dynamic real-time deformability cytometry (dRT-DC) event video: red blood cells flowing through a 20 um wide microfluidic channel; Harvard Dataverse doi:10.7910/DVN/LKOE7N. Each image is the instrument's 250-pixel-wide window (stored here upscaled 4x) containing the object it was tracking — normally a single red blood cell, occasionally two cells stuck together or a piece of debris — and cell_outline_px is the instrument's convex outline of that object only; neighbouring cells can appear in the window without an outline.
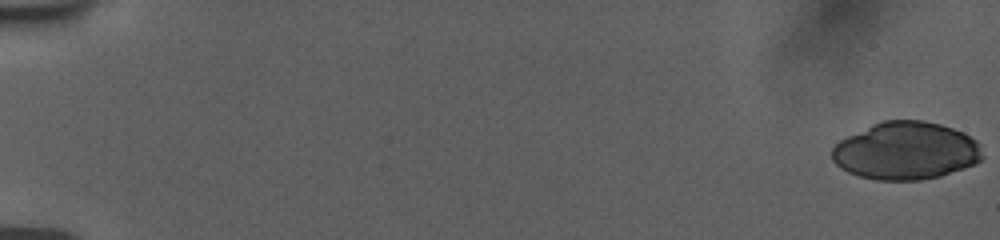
{"species": "human", "species_latin": "Homo sapiens", "temperature_condition": "room temperature", "stored_images_in_passage": 16, "camera_frame_rate_fps": 3000, "um_per_image_px": 0.085, "donor": {"sex": "female"}, "frame": {"image": 1, "passage_image": 1, "time_ms": 0.0, "image_size_px": [1000, 240], "cell_outline_px": [[984, 156], [980, 160], [964, 168], [940, 176], [920, 180], [876, 180], [860, 176], [848, 172], [836, 164], [832, 160], [832, 148], [840, 140], [880, 120], [924, 120], [940, 124], [964, 132], [976, 140], [980, 144]], "centroid_in_image_um": [77.01, 12.81], "position_along_channel_um": 8.0, "area_um2": 50.63}}
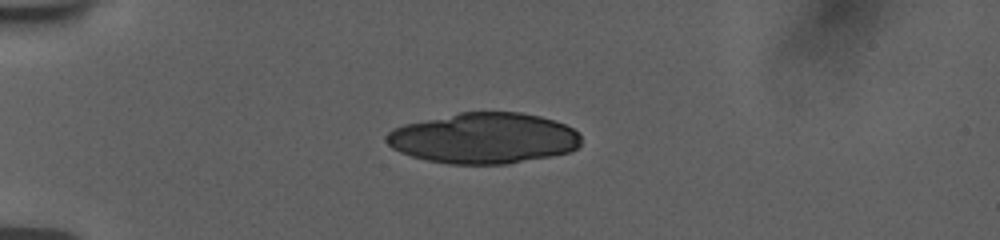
{"frame": {"image": 2, "passage_image": 12, "time_ms": 5.0, "image_size_px": [1000, 240], "cell_outline_px": [[580, 144], [576, 148], [568, 152], [552, 156], [504, 164], [452, 164], [428, 160], [412, 156], [400, 152], [392, 148], [384, 140], [384, 136], [392, 128], [404, 124], [460, 112], [520, 112], [540, 116], [556, 120], [580, 132]], "centroid_in_image_um": [41.11, 11.74], "position_along_channel_um": 43.9, "area_um2": 57.68}}